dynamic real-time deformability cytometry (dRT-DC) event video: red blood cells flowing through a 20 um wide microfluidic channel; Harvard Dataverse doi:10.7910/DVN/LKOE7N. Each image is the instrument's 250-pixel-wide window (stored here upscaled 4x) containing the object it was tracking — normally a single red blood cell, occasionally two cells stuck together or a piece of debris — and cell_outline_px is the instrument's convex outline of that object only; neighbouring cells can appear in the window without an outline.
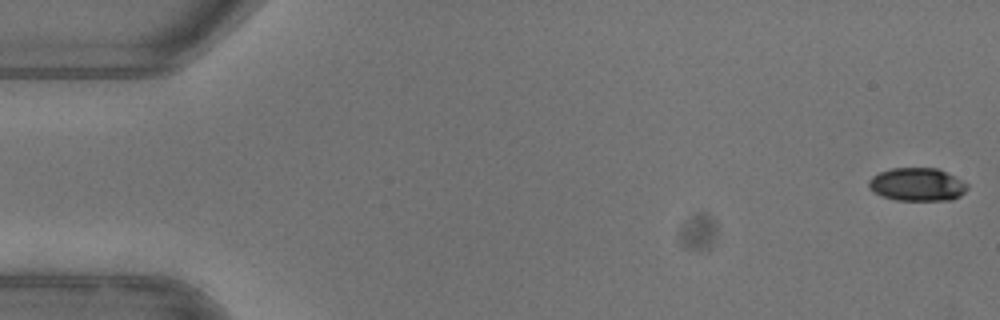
{"species": "common noctule bat (a hibernating species)", "species_latin": "Nyctalus noctula", "temperature_condition": "warm", "stored_images_in_passage": 14, "camera_frame_rate_fps": 3000, "um_per_image_px": 0.085, "animal": {"sex": "female"}, "frame": {"image": 1, "passage_image": 1, "time_ms": 0.0, "image_size_px": [1000, 320], "cell_outline_px": [[968, 188], [960, 196], [952, 200], [896, 200], [880, 196], [868, 188], [868, 180], [872, 176], [880, 172], [892, 168], [936, 168], [968, 184]], "centroid_in_image_um": [77.92, 15.69], "position_along_channel_um": 7.1, "area_um2": 18.96}}
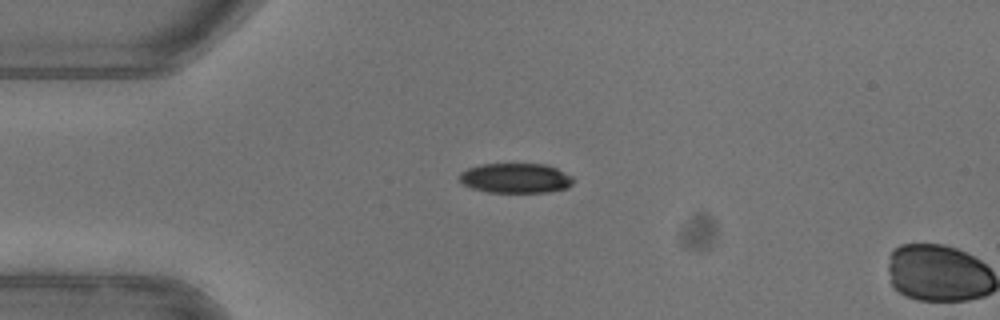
{"frame": {"image": 2, "passage_image": 13, "time_ms": 4.0, "image_size_px": [1000, 320], "cell_outline_px": [[572, 184], [568, 188], [548, 192], [488, 192], [472, 188], [460, 184], [460, 172], [468, 168], [480, 164], [544, 164], [556, 168], [572, 176]], "centroid_in_image_um": [43.8, 15.14], "position_along_channel_um": 41.2, "area_um2": 19.83}}